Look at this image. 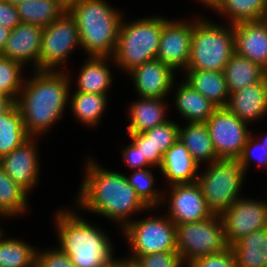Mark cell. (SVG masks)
Masks as SVG:
<instances>
[{"mask_svg":"<svg viewBox=\"0 0 267 267\" xmlns=\"http://www.w3.org/2000/svg\"><path fill=\"white\" fill-rule=\"evenodd\" d=\"M93 158L89 156L84 161L85 174L74 202L77 209L105 217L119 224L121 230L135 219V214L160 211L158 208H148L141 201L125 173L102 167Z\"/></svg>","mask_w":267,"mask_h":267,"instance_id":"cell-1","label":"cell"},{"mask_svg":"<svg viewBox=\"0 0 267 267\" xmlns=\"http://www.w3.org/2000/svg\"><path fill=\"white\" fill-rule=\"evenodd\" d=\"M63 71L32 70L24 79L15 102L21 112L23 125L30 137L47 134L58 120L64 118L69 103L72 75ZM42 135V136H41Z\"/></svg>","mask_w":267,"mask_h":267,"instance_id":"cell-2","label":"cell"},{"mask_svg":"<svg viewBox=\"0 0 267 267\" xmlns=\"http://www.w3.org/2000/svg\"><path fill=\"white\" fill-rule=\"evenodd\" d=\"M65 208H60L54 215L57 247L66 253L77 267L114 265L117 258L114 255L112 239L108 237L107 232L86 221L87 219L77 212L76 207Z\"/></svg>","mask_w":267,"mask_h":267,"instance_id":"cell-3","label":"cell"},{"mask_svg":"<svg viewBox=\"0 0 267 267\" xmlns=\"http://www.w3.org/2000/svg\"><path fill=\"white\" fill-rule=\"evenodd\" d=\"M119 10L106 0H79L67 10L76 21L86 55L113 57L125 15Z\"/></svg>","mask_w":267,"mask_h":267,"instance_id":"cell-4","label":"cell"},{"mask_svg":"<svg viewBox=\"0 0 267 267\" xmlns=\"http://www.w3.org/2000/svg\"><path fill=\"white\" fill-rule=\"evenodd\" d=\"M164 16H143L125 21L123 16L113 55L115 67L127 74L134 67L157 58Z\"/></svg>","mask_w":267,"mask_h":267,"instance_id":"cell-5","label":"cell"},{"mask_svg":"<svg viewBox=\"0 0 267 267\" xmlns=\"http://www.w3.org/2000/svg\"><path fill=\"white\" fill-rule=\"evenodd\" d=\"M196 18L193 17L190 58L186 70L223 71L235 53L234 24L215 23L200 16Z\"/></svg>","mask_w":267,"mask_h":267,"instance_id":"cell-6","label":"cell"},{"mask_svg":"<svg viewBox=\"0 0 267 267\" xmlns=\"http://www.w3.org/2000/svg\"><path fill=\"white\" fill-rule=\"evenodd\" d=\"M246 172L235 159H218L199 172L197 183L214 215H221L240 195Z\"/></svg>","mask_w":267,"mask_h":267,"instance_id":"cell-7","label":"cell"},{"mask_svg":"<svg viewBox=\"0 0 267 267\" xmlns=\"http://www.w3.org/2000/svg\"><path fill=\"white\" fill-rule=\"evenodd\" d=\"M128 244L129 259L159 252H177L176 225L167 215L134 219L122 230Z\"/></svg>","mask_w":267,"mask_h":267,"instance_id":"cell-8","label":"cell"},{"mask_svg":"<svg viewBox=\"0 0 267 267\" xmlns=\"http://www.w3.org/2000/svg\"><path fill=\"white\" fill-rule=\"evenodd\" d=\"M177 252L187 266L195 259L213 255L226 250L227 244L224 226L220 215L176 225Z\"/></svg>","mask_w":267,"mask_h":267,"instance_id":"cell-9","label":"cell"},{"mask_svg":"<svg viewBox=\"0 0 267 267\" xmlns=\"http://www.w3.org/2000/svg\"><path fill=\"white\" fill-rule=\"evenodd\" d=\"M80 48V35L76 21L66 11L43 28L39 70L63 71L68 65L69 55Z\"/></svg>","mask_w":267,"mask_h":267,"instance_id":"cell-10","label":"cell"},{"mask_svg":"<svg viewBox=\"0 0 267 267\" xmlns=\"http://www.w3.org/2000/svg\"><path fill=\"white\" fill-rule=\"evenodd\" d=\"M204 123L217 157L237 160L252 134L249 124L232 114L227 107H218Z\"/></svg>","mask_w":267,"mask_h":267,"instance_id":"cell-11","label":"cell"},{"mask_svg":"<svg viewBox=\"0 0 267 267\" xmlns=\"http://www.w3.org/2000/svg\"><path fill=\"white\" fill-rule=\"evenodd\" d=\"M167 187L170 190L168 193H163L160 208H168L165 214L175 225L202 221L213 215L197 182L173 184Z\"/></svg>","mask_w":267,"mask_h":267,"instance_id":"cell-12","label":"cell"},{"mask_svg":"<svg viewBox=\"0 0 267 267\" xmlns=\"http://www.w3.org/2000/svg\"><path fill=\"white\" fill-rule=\"evenodd\" d=\"M246 197L237 199L220 215L229 246L253 231L267 228V200Z\"/></svg>","mask_w":267,"mask_h":267,"instance_id":"cell-13","label":"cell"},{"mask_svg":"<svg viewBox=\"0 0 267 267\" xmlns=\"http://www.w3.org/2000/svg\"><path fill=\"white\" fill-rule=\"evenodd\" d=\"M192 33L193 19H168L165 16L157 59L177 72H184L190 58Z\"/></svg>","mask_w":267,"mask_h":267,"instance_id":"cell-14","label":"cell"},{"mask_svg":"<svg viewBox=\"0 0 267 267\" xmlns=\"http://www.w3.org/2000/svg\"><path fill=\"white\" fill-rule=\"evenodd\" d=\"M38 137H30L22 145L0 159L6 174L28 194H32L39 180L40 161Z\"/></svg>","mask_w":267,"mask_h":267,"instance_id":"cell-15","label":"cell"},{"mask_svg":"<svg viewBox=\"0 0 267 267\" xmlns=\"http://www.w3.org/2000/svg\"><path fill=\"white\" fill-rule=\"evenodd\" d=\"M177 73L156 58L134 67L127 74L131 77L138 97L162 99L170 96Z\"/></svg>","mask_w":267,"mask_h":267,"instance_id":"cell-16","label":"cell"},{"mask_svg":"<svg viewBox=\"0 0 267 267\" xmlns=\"http://www.w3.org/2000/svg\"><path fill=\"white\" fill-rule=\"evenodd\" d=\"M43 28L34 24L20 23L11 30L1 56L20 63L23 67L32 65L39 70Z\"/></svg>","mask_w":267,"mask_h":267,"instance_id":"cell-17","label":"cell"},{"mask_svg":"<svg viewBox=\"0 0 267 267\" xmlns=\"http://www.w3.org/2000/svg\"><path fill=\"white\" fill-rule=\"evenodd\" d=\"M235 52L267 70V20L234 24Z\"/></svg>","mask_w":267,"mask_h":267,"instance_id":"cell-18","label":"cell"},{"mask_svg":"<svg viewBox=\"0 0 267 267\" xmlns=\"http://www.w3.org/2000/svg\"><path fill=\"white\" fill-rule=\"evenodd\" d=\"M203 168L193 159L186 146L178 139L163 155L160 175L168 186L197 182Z\"/></svg>","mask_w":267,"mask_h":267,"instance_id":"cell-19","label":"cell"},{"mask_svg":"<svg viewBox=\"0 0 267 267\" xmlns=\"http://www.w3.org/2000/svg\"><path fill=\"white\" fill-rule=\"evenodd\" d=\"M227 109L249 125L267 116V78L230 94Z\"/></svg>","mask_w":267,"mask_h":267,"instance_id":"cell-20","label":"cell"},{"mask_svg":"<svg viewBox=\"0 0 267 267\" xmlns=\"http://www.w3.org/2000/svg\"><path fill=\"white\" fill-rule=\"evenodd\" d=\"M135 101L129 104L127 117V135L144 133L158 125H161L170 119L167 117L169 104L166 98H142L137 97ZM168 111V112H167Z\"/></svg>","mask_w":267,"mask_h":267,"instance_id":"cell-21","label":"cell"},{"mask_svg":"<svg viewBox=\"0 0 267 267\" xmlns=\"http://www.w3.org/2000/svg\"><path fill=\"white\" fill-rule=\"evenodd\" d=\"M84 61L76 76L77 81L75 80L74 90L94 94H109L114 82V75L111 72L113 70L110 66L116 65L113 57L87 56ZM109 61L112 65L109 64Z\"/></svg>","mask_w":267,"mask_h":267,"instance_id":"cell-22","label":"cell"},{"mask_svg":"<svg viewBox=\"0 0 267 267\" xmlns=\"http://www.w3.org/2000/svg\"><path fill=\"white\" fill-rule=\"evenodd\" d=\"M171 94L175 110L185 123L205 122L218 108L184 80L174 83Z\"/></svg>","mask_w":267,"mask_h":267,"instance_id":"cell-23","label":"cell"},{"mask_svg":"<svg viewBox=\"0 0 267 267\" xmlns=\"http://www.w3.org/2000/svg\"><path fill=\"white\" fill-rule=\"evenodd\" d=\"M183 79L217 107H226L229 90L223 71L185 70Z\"/></svg>","mask_w":267,"mask_h":267,"instance_id":"cell-24","label":"cell"},{"mask_svg":"<svg viewBox=\"0 0 267 267\" xmlns=\"http://www.w3.org/2000/svg\"><path fill=\"white\" fill-rule=\"evenodd\" d=\"M69 93V103L72 115L82 125L95 129L101 122V118L108 108V94H94L80 91ZM73 92V93H72Z\"/></svg>","mask_w":267,"mask_h":267,"instance_id":"cell-25","label":"cell"},{"mask_svg":"<svg viewBox=\"0 0 267 267\" xmlns=\"http://www.w3.org/2000/svg\"><path fill=\"white\" fill-rule=\"evenodd\" d=\"M185 127H184V126ZM179 126L178 139L186 146L193 159L205 166L218 160L211 137L204 122L187 123Z\"/></svg>","mask_w":267,"mask_h":267,"instance_id":"cell-26","label":"cell"},{"mask_svg":"<svg viewBox=\"0 0 267 267\" xmlns=\"http://www.w3.org/2000/svg\"><path fill=\"white\" fill-rule=\"evenodd\" d=\"M229 94L267 78V70L236 52L230 57L223 70Z\"/></svg>","mask_w":267,"mask_h":267,"instance_id":"cell-27","label":"cell"},{"mask_svg":"<svg viewBox=\"0 0 267 267\" xmlns=\"http://www.w3.org/2000/svg\"><path fill=\"white\" fill-rule=\"evenodd\" d=\"M28 193L15 183L0 165V220L20 218L29 213ZM16 216V217H15Z\"/></svg>","mask_w":267,"mask_h":267,"instance_id":"cell-28","label":"cell"},{"mask_svg":"<svg viewBox=\"0 0 267 267\" xmlns=\"http://www.w3.org/2000/svg\"><path fill=\"white\" fill-rule=\"evenodd\" d=\"M0 229V267H36L38 247L22 239L7 238ZM6 237V238H5Z\"/></svg>","mask_w":267,"mask_h":267,"instance_id":"cell-29","label":"cell"},{"mask_svg":"<svg viewBox=\"0 0 267 267\" xmlns=\"http://www.w3.org/2000/svg\"><path fill=\"white\" fill-rule=\"evenodd\" d=\"M21 23L45 28L67 10L59 0H26L16 5Z\"/></svg>","mask_w":267,"mask_h":267,"instance_id":"cell-30","label":"cell"},{"mask_svg":"<svg viewBox=\"0 0 267 267\" xmlns=\"http://www.w3.org/2000/svg\"><path fill=\"white\" fill-rule=\"evenodd\" d=\"M215 13L228 24L266 19L267 0H221Z\"/></svg>","mask_w":267,"mask_h":267,"instance_id":"cell-31","label":"cell"},{"mask_svg":"<svg viewBox=\"0 0 267 267\" xmlns=\"http://www.w3.org/2000/svg\"><path fill=\"white\" fill-rule=\"evenodd\" d=\"M29 138L23 125L21 112L15 103L0 116V159Z\"/></svg>","mask_w":267,"mask_h":267,"instance_id":"cell-32","label":"cell"},{"mask_svg":"<svg viewBox=\"0 0 267 267\" xmlns=\"http://www.w3.org/2000/svg\"><path fill=\"white\" fill-rule=\"evenodd\" d=\"M152 168L154 167L132 170L131 175L126 173L125 176L128 183L135 189L137 196L148 208H160L164 191L155 186L157 181Z\"/></svg>","mask_w":267,"mask_h":267,"instance_id":"cell-33","label":"cell"},{"mask_svg":"<svg viewBox=\"0 0 267 267\" xmlns=\"http://www.w3.org/2000/svg\"><path fill=\"white\" fill-rule=\"evenodd\" d=\"M24 69L20 63L0 55V94L17 101L25 79Z\"/></svg>","mask_w":267,"mask_h":267,"instance_id":"cell-34","label":"cell"},{"mask_svg":"<svg viewBox=\"0 0 267 267\" xmlns=\"http://www.w3.org/2000/svg\"><path fill=\"white\" fill-rule=\"evenodd\" d=\"M173 120H169L161 125L153 127L144 132L150 138V142L154 147V153H164L178 140L179 126Z\"/></svg>","mask_w":267,"mask_h":267,"instance_id":"cell-35","label":"cell"},{"mask_svg":"<svg viewBox=\"0 0 267 267\" xmlns=\"http://www.w3.org/2000/svg\"><path fill=\"white\" fill-rule=\"evenodd\" d=\"M238 163L246 172L251 168L252 162H256V166H260L267 172V149L256 138L254 132L248 137L244 145L241 155L237 158Z\"/></svg>","mask_w":267,"mask_h":267,"instance_id":"cell-36","label":"cell"},{"mask_svg":"<svg viewBox=\"0 0 267 267\" xmlns=\"http://www.w3.org/2000/svg\"><path fill=\"white\" fill-rule=\"evenodd\" d=\"M142 267H187L178 252L142 255L136 260Z\"/></svg>","mask_w":267,"mask_h":267,"instance_id":"cell-37","label":"cell"},{"mask_svg":"<svg viewBox=\"0 0 267 267\" xmlns=\"http://www.w3.org/2000/svg\"><path fill=\"white\" fill-rule=\"evenodd\" d=\"M36 267H77L70 257L57 246L37 250Z\"/></svg>","mask_w":267,"mask_h":267,"instance_id":"cell-38","label":"cell"},{"mask_svg":"<svg viewBox=\"0 0 267 267\" xmlns=\"http://www.w3.org/2000/svg\"><path fill=\"white\" fill-rule=\"evenodd\" d=\"M187 267H237L231 248L220 253L205 255L192 261Z\"/></svg>","mask_w":267,"mask_h":267,"instance_id":"cell-39","label":"cell"},{"mask_svg":"<svg viewBox=\"0 0 267 267\" xmlns=\"http://www.w3.org/2000/svg\"><path fill=\"white\" fill-rule=\"evenodd\" d=\"M231 250H255L267 255V228L251 232L230 246Z\"/></svg>","mask_w":267,"mask_h":267,"instance_id":"cell-40","label":"cell"},{"mask_svg":"<svg viewBox=\"0 0 267 267\" xmlns=\"http://www.w3.org/2000/svg\"><path fill=\"white\" fill-rule=\"evenodd\" d=\"M128 137L140 149L141 154L155 169L161 166L163 155L161 153H154V147L149 137L144 133L128 134Z\"/></svg>","mask_w":267,"mask_h":267,"instance_id":"cell-41","label":"cell"},{"mask_svg":"<svg viewBox=\"0 0 267 267\" xmlns=\"http://www.w3.org/2000/svg\"><path fill=\"white\" fill-rule=\"evenodd\" d=\"M237 267H267V255L255 250H232Z\"/></svg>","mask_w":267,"mask_h":267,"instance_id":"cell-42","label":"cell"},{"mask_svg":"<svg viewBox=\"0 0 267 267\" xmlns=\"http://www.w3.org/2000/svg\"><path fill=\"white\" fill-rule=\"evenodd\" d=\"M121 151V156L125 163V166L129 167L131 170L154 167L141 154L140 149L132 141Z\"/></svg>","mask_w":267,"mask_h":267,"instance_id":"cell-43","label":"cell"},{"mask_svg":"<svg viewBox=\"0 0 267 267\" xmlns=\"http://www.w3.org/2000/svg\"><path fill=\"white\" fill-rule=\"evenodd\" d=\"M20 23L16 5L11 4L7 0L0 1V24L13 30Z\"/></svg>","mask_w":267,"mask_h":267,"instance_id":"cell-44","label":"cell"},{"mask_svg":"<svg viewBox=\"0 0 267 267\" xmlns=\"http://www.w3.org/2000/svg\"><path fill=\"white\" fill-rule=\"evenodd\" d=\"M15 101L4 94H0V116L6 113L13 105Z\"/></svg>","mask_w":267,"mask_h":267,"instance_id":"cell-45","label":"cell"},{"mask_svg":"<svg viewBox=\"0 0 267 267\" xmlns=\"http://www.w3.org/2000/svg\"><path fill=\"white\" fill-rule=\"evenodd\" d=\"M11 29L7 28V27H3L0 24V55H2L4 48L6 46L7 43V39L9 38Z\"/></svg>","mask_w":267,"mask_h":267,"instance_id":"cell-46","label":"cell"},{"mask_svg":"<svg viewBox=\"0 0 267 267\" xmlns=\"http://www.w3.org/2000/svg\"><path fill=\"white\" fill-rule=\"evenodd\" d=\"M121 257V258H119ZM117 256L116 264L119 267H142L137 261L129 259L125 256Z\"/></svg>","mask_w":267,"mask_h":267,"instance_id":"cell-47","label":"cell"},{"mask_svg":"<svg viewBox=\"0 0 267 267\" xmlns=\"http://www.w3.org/2000/svg\"><path fill=\"white\" fill-rule=\"evenodd\" d=\"M196 2L200 3L201 5L208 7L210 11L215 12V9L219 6L221 0H195Z\"/></svg>","mask_w":267,"mask_h":267,"instance_id":"cell-48","label":"cell"},{"mask_svg":"<svg viewBox=\"0 0 267 267\" xmlns=\"http://www.w3.org/2000/svg\"><path fill=\"white\" fill-rule=\"evenodd\" d=\"M79 0H59V2L68 10L72 5L76 4Z\"/></svg>","mask_w":267,"mask_h":267,"instance_id":"cell-49","label":"cell"},{"mask_svg":"<svg viewBox=\"0 0 267 267\" xmlns=\"http://www.w3.org/2000/svg\"><path fill=\"white\" fill-rule=\"evenodd\" d=\"M260 136V137H259ZM262 145L267 149V133L259 135L256 137Z\"/></svg>","mask_w":267,"mask_h":267,"instance_id":"cell-50","label":"cell"},{"mask_svg":"<svg viewBox=\"0 0 267 267\" xmlns=\"http://www.w3.org/2000/svg\"><path fill=\"white\" fill-rule=\"evenodd\" d=\"M7 1L13 5H18L19 3L24 2L26 0H7Z\"/></svg>","mask_w":267,"mask_h":267,"instance_id":"cell-51","label":"cell"},{"mask_svg":"<svg viewBox=\"0 0 267 267\" xmlns=\"http://www.w3.org/2000/svg\"><path fill=\"white\" fill-rule=\"evenodd\" d=\"M111 267H119L116 263L114 265H112Z\"/></svg>","mask_w":267,"mask_h":267,"instance_id":"cell-52","label":"cell"}]
</instances>
